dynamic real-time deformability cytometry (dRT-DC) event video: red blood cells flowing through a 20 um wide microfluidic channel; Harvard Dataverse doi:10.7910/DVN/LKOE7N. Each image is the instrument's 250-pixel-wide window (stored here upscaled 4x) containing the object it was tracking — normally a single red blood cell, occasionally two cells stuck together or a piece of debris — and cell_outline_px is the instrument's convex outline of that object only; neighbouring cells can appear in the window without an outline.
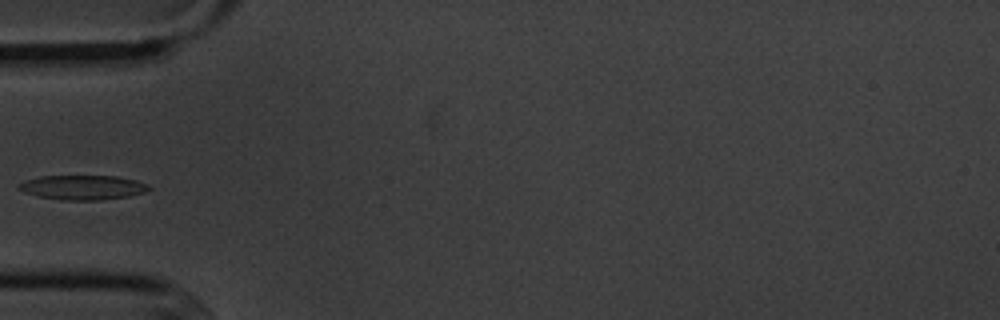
{"species": "common noctule bat (a hibernating species)", "species_latin": "Nyctalus noctula", "temperature_condition": "cold", "stored_images_in_passage": 5, "camera_frame_rate_fps": 3000, "um_per_image_px": 0.085, "animal": {"sex": "male", "body_mass_g": 20.1, "forearm_length_mm": 53.5}, "frame": {"image": 1, "passage_image": 4, "time_ms": 3.667, "image_size_px": [1000, 320], "cell_outline_px": [[152, 188], [144, 192], [128, 196], [100, 200], [64, 200], [40, 196], [24, 192], [16, 188], [24, 180], [40, 176], [116, 176], [136, 180], [148, 184]], "centroid_in_image_um": [7.04, 15.92], "position_along_channel_um": 78.0, "area_um2": 18.5}}
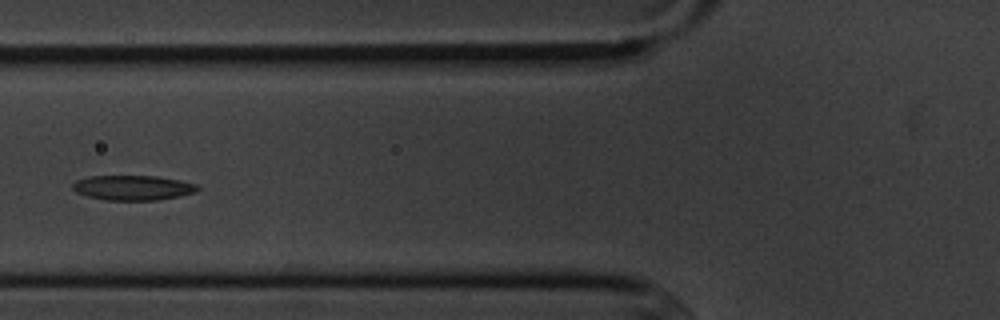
{"frame": {"image": 2, "passage_image": 5, "time_ms": 4.667, "image_size_px": [1000, 320], "cell_outline_px": [[200, 188], [196, 192], [180, 196], [156, 200], [104, 200], [88, 196], [76, 192], [72, 188], [72, 184], [76, 180], [88, 176], [156, 176], [180, 180], [200, 184]], "centroid_in_image_um": [11.32, 15.95], "position_along_channel_um": 114.5, "area_um2": 18.26}}